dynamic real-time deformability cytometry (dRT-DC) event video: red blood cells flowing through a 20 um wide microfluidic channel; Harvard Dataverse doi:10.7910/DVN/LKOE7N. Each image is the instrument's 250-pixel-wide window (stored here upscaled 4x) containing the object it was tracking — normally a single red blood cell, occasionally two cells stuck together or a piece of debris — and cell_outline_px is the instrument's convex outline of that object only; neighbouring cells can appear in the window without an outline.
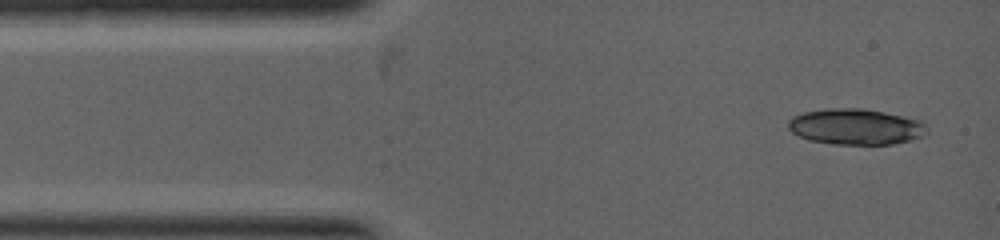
{"species": "common noctule bat (a hibernating species)", "species_latin": "Nyctalus noctula", "temperature_condition": "warm", "stored_images_in_passage": 3, "camera_frame_rate_fps": 5000, "um_per_image_px": 0.085, "animal": {"sex": "female", "body_mass_g": 19.0, "forearm_length_mm": 53.3}, "frame": {"image": 1, "passage_image": 1, "time_ms": 0.0, "image_size_px": [1000, 240], "cell_outline_px": [[928, 132], [924, 136], [912, 140], [892, 144], [836, 144], [808, 140], [792, 132], [788, 128], [788, 120], [792, 116], [804, 112], [824, 108], [864, 108], [884, 112], [920, 120], [928, 128]], "centroid_in_image_um": [72.74, 10.76], "position_along_channel_um": 12.3, "area_um2": 29.19}}